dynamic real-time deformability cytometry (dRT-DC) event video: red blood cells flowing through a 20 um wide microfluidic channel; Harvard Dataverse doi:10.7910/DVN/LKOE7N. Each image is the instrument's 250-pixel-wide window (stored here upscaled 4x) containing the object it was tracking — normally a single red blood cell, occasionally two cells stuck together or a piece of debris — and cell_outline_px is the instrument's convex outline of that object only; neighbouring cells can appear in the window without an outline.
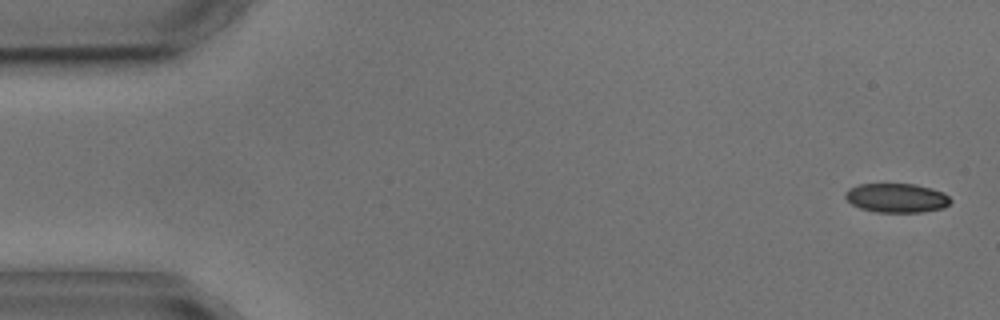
{"species": "common noctule bat (a hibernating species)", "species_latin": "Nyctalus noctula", "temperature_condition": "cold", "stored_images_in_passage": 3, "camera_frame_rate_fps": 3000, "um_per_image_px": 0.085, "animal": {"sex": "male", "body_mass_g": 17.9, "forearm_length_mm": 54.2}, "frame": {"image": 1, "passage_image": 1, "time_ms": 0.0, "image_size_px": [1000, 320], "cell_outline_px": [[952, 200], [944, 208], [924, 212], [876, 212], [860, 208], [852, 204], [844, 196], [844, 192], [848, 188], [860, 184], [916, 184], [932, 188], [944, 192]], "centroid_in_image_um": [76.22, 16.82], "position_along_channel_um": 8.8, "area_um2": 18.03}}